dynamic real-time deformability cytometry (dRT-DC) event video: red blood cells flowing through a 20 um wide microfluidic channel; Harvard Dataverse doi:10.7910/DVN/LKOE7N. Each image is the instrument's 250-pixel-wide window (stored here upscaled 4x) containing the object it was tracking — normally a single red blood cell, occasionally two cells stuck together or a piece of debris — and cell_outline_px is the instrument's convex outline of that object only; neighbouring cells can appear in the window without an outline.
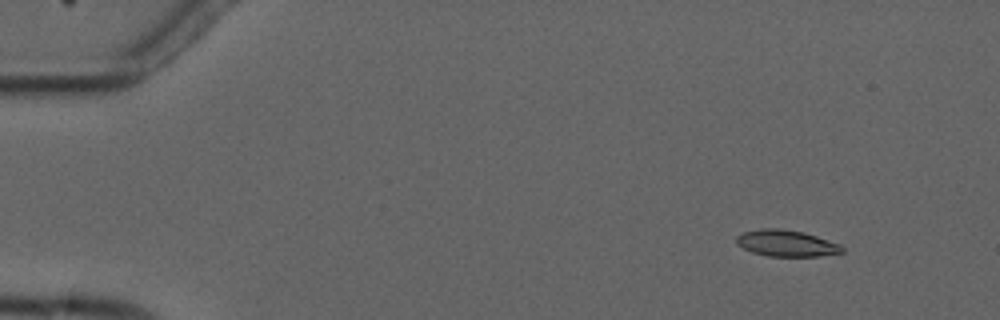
{"species": "common noctule bat (a hibernating species)", "species_latin": "Nyctalus noctula", "temperature_condition": "cold", "stored_images_in_passage": 5, "camera_frame_rate_fps": 3000, "um_per_image_px": 0.085, "animal": {"sex": "male", "forearm_length_mm": 52.5}, "frame": {"image": 1, "passage_image": 2, "time_ms": 1.333, "image_size_px": [1000, 320], "cell_outline_px": [[844, 252], [820, 256], [768, 256], [752, 252], [736, 244], [736, 236], [744, 232], [760, 228], [780, 228], [804, 232], [840, 244], [844, 248]], "centroid_in_image_um": [66.84, 20.67], "position_along_channel_um": 18.2, "area_um2": 16.3}}
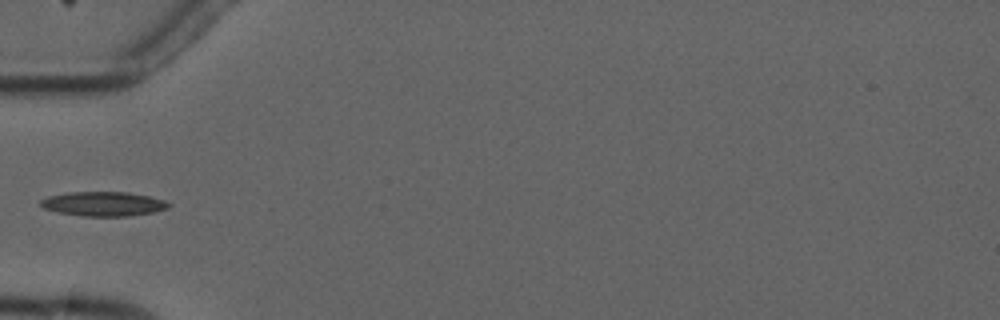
{"frame": {"image": 2, "passage_image": 5, "time_ms": 5.667, "image_size_px": [1000, 320], "cell_outline_px": [[172, 204], [168, 208], [156, 212], [124, 216], [80, 216], [60, 212], [44, 208], [40, 204], [40, 200], [48, 196], [68, 192], [128, 192], [148, 196], [164, 200]], "centroid_in_image_um": [8.81, 17.32], "position_along_channel_um": 76.2, "area_um2": 18.15}}